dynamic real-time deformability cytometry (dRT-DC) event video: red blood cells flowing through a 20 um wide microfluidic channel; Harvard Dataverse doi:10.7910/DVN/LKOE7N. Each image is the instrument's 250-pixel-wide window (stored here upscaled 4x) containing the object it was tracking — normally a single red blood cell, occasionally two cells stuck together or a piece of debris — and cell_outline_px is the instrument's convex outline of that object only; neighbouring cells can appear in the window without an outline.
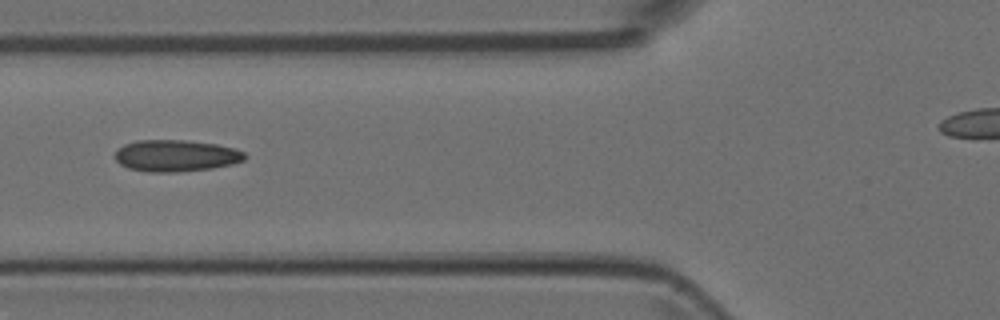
{"species": "Egyptian fruit bat (a non-hibernating species)", "species_latin": "Rousettus aegyptiacus", "temperature_condition": "room temperature", "stored_images_in_passage": 6, "segment_of_instrument_passage": [1, 2], "camera_frame_rate_fps": 3000, "um_per_image_px": 0.085, "animal": {"sex": "female"}, "frame": {"image": 1, "passage_image": 5, "time_ms": 1.333, "image_size_px": [1000, 320], "cell_outline_px": [[248, 156], [244, 160], [232, 164], [212, 168], [176, 172], [148, 172], [128, 168], [120, 164], [116, 160], [116, 152], [124, 144], [136, 140], [188, 140], [216, 144], [236, 148], [244, 152]], "centroid_in_image_um": [14.98, 13.23], "position_along_channel_um": 110.8, "area_um2": 24.04}}